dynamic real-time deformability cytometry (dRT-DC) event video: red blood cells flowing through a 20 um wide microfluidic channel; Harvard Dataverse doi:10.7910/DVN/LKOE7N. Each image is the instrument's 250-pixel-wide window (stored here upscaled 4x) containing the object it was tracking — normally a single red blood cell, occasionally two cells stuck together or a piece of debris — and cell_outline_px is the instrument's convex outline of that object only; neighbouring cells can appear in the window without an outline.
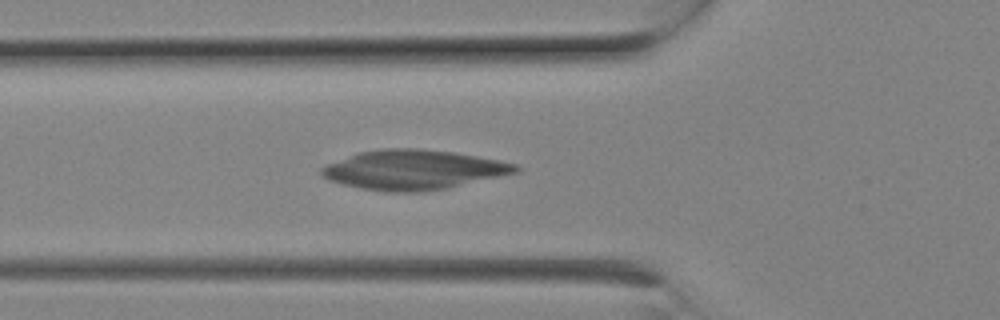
{"species": "Egyptian fruit bat (a non-hibernating species)", "species_latin": "Rousettus aegyptiacus", "temperature_condition": "room temperature", "stored_images_in_passage": 6, "camera_frame_rate_fps": 3000, "um_per_image_px": 0.085, "animal": {"sex": "female"}, "frame": {"image": 1, "passage_image": 6, "time_ms": 1.667, "image_size_px": [1000, 320], "cell_outline_px": [[524, 168], [520, 172], [448, 188], [420, 192], [384, 192], [360, 188], [328, 180], [320, 172], [320, 168], [324, 164], [360, 152], [380, 148], [420, 148], [452, 152], [500, 160], [516, 164]], "centroid_in_image_um": [35.16, 14.43], "position_along_channel_um": 90.6, "area_um2": 45.14}}